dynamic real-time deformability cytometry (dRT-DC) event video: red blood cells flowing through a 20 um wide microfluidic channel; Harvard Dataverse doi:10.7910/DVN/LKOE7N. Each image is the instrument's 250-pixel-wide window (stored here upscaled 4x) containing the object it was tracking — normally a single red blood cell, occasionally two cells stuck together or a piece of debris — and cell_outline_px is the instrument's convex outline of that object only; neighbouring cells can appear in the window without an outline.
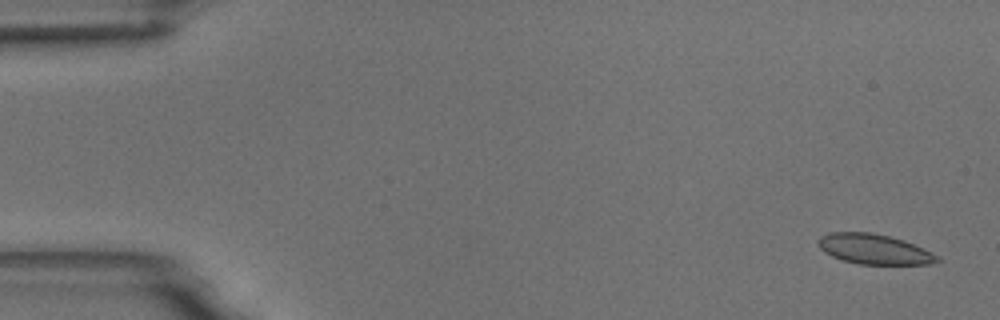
{"species": "common noctule bat (a hibernating species)", "species_latin": "Nyctalus noctula", "temperature_condition": "room temperature", "stored_images_in_passage": 5, "camera_frame_rate_fps": 3000, "um_per_image_px": 0.085, "animal": {"sex": "male", "body_mass_g": 18.8}, "frame": {"image": 1, "passage_image": 1, "time_ms": 0.0, "image_size_px": [1000, 320], "cell_outline_px": [[940, 260], [928, 264], [860, 264], [840, 260], [824, 252], [820, 248], [816, 240], [820, 236], [832, 232], [872, 232], [904, 240], [932, 252], [940, 256]], "centroid_in_image_um": [74.28, 21.17], "position_along_channel_um": 10.7, "area_um2": 20.92}}
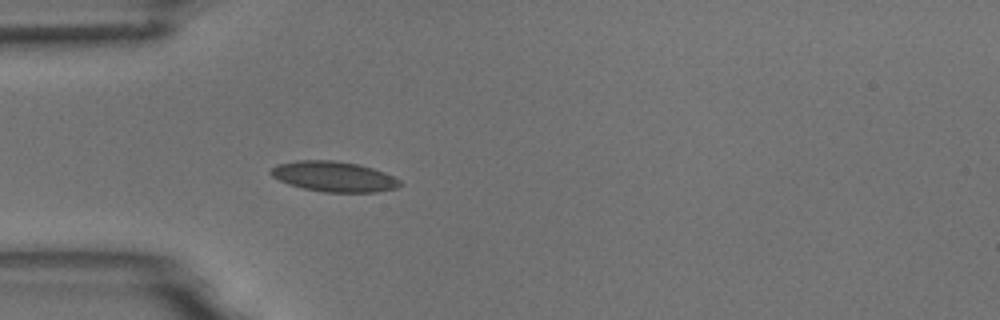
{"frame": {"image": 2, "passage_image": 5, "time_ms": 4.667, "image_size_px": [1000, 320], "cell_outline_px": [[404, 184], [396, 188], [376, 192], [324, 192], [304, 188], [288, 184], [272, 176], [268, 172], [276, 164], [296, 160], [332, 160], [360, 164], [384, 172], [400, 180]], "centroid_in_image_um": [28.38, 15.0], "position_along_channel_um": 56.6, "area_um2": 22.89}}